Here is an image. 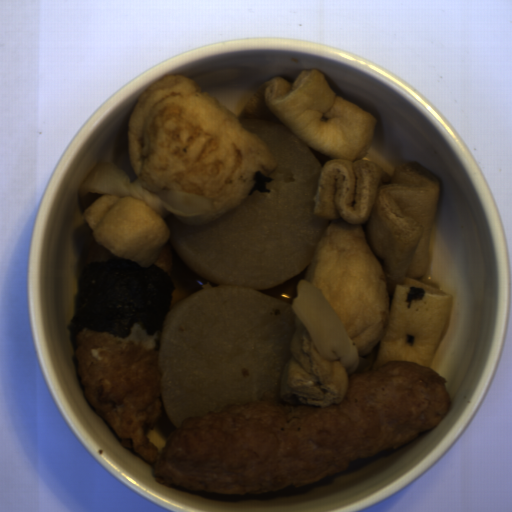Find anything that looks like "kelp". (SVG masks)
<instances>
[{
	"label": "kelp",
	"mask_w": 512,
	"mask_h": 512,
	"mask_svg": "<svg viewBox=\"0 0 512 512\" xmlns=\"http://www.w3.org/2000/svg\"><path fill=\"white\" fill-rule=\"evenodd\" d=\"M175 285L160 267H140L117 256L90 262L78 275L75 313L71 324L76 337L84 329L127 338L136 324L147 335L163 334Z\"/></svg>",
	"instance_id": "kelp-1"
}]
</instances>
